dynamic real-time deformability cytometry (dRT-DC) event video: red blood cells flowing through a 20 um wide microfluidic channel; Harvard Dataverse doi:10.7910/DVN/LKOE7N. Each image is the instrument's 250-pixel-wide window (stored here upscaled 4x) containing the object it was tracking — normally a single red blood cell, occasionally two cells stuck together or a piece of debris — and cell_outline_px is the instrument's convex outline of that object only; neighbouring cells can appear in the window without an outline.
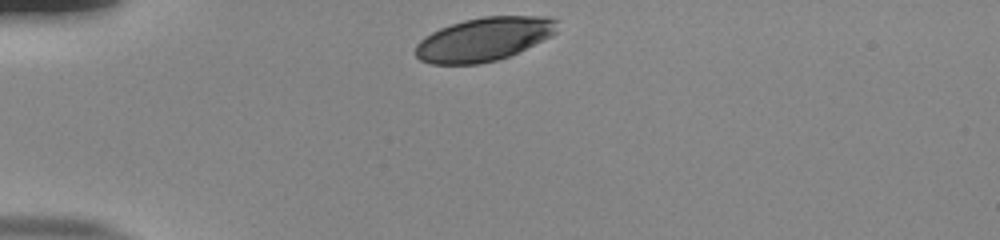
{"species": "human", "species_latin": "Homo sapiens", "temperature_condition": "room temperature", "stored_images_in_passage": 32, "camera_frame_rate_fps": 3000, "um_per_image_px": 0.085, "donor": {"sex": "male"}, "frame": {"image": 1, "passage_image": 1, "time_ms": 0.0, "image_size_px": [1000, 240], "cell_outline_px": [[560, 20], [556, 32], [552, 36], [508, 56], [496, 60], [480, 64], [432, 64], [420, 60], [416, 56], [416, 44], [424, 36], [440, 28], [464, 20], [484, 16], [548, 16]], "centroid_in_image_um": [41.16, 3.32], "position_along_channel_um": 43.8, "area_um2": 36.07}}
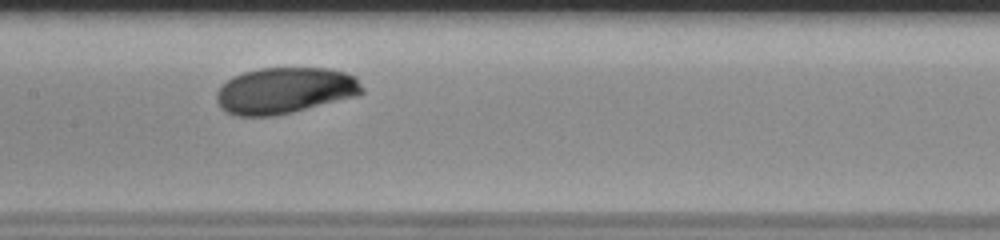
{"frame": {"image": 2, "passage_image": 15, "time_ms": 4.667, "image_size_px": [1000, 240], "cell_outline_px": [[364, 92], [356, 96], [292, 112], [272, 116], [236, 116], [224, 112], [220, 108], [216, 100], [216, 92], [232, 76], [244, 72], [260, 68], [328, 68], [344, 72], [356, 76], [364, 88]], "centroid_in_image_um": [24.2, 7.7], "position_along_channel_um": 183.2, "area_um2": 39.36}}
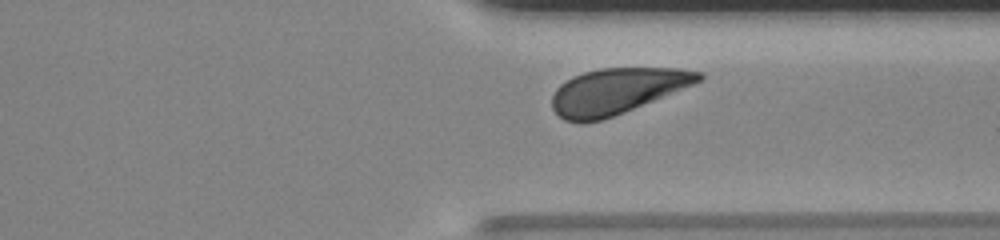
{"frame": {"image": 3, "passage_image": 29, "time_ms": 9.333, "image_size_px": [1000, 240], "cell_outline_px": [[704, 76], [700, 80], [692, 84], [624, 112], [600, 120], [564, 120], [552, 108], [552, 96], [556, 88], [560, 84], [572, 76], [584, 72], [600, 68], [680, 68], [704, 72]], "centroid_in_image_um": [52.42, 7.7], "position_along_channel_um": 359.0, "area_um2": 38.32}, "authors_computed_cell_mechanics": {"area_um2": 39.3618, "velocity_mm_per_s": 3.7672, "shape_relaxation_time_tau1_ms": 2.7435, "shape_relaxation_time_tau2_ms": null, "deformation_change_tau1": 0.1234, "deformation_change_tau2": null}}